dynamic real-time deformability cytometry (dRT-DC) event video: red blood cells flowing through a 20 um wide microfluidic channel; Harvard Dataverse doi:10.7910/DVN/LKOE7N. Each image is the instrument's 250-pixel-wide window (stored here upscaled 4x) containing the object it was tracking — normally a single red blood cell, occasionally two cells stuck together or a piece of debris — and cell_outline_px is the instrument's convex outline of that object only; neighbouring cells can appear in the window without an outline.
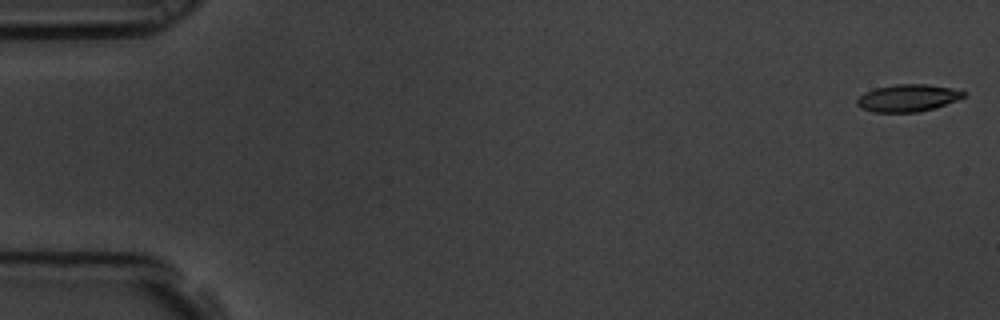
{"species": "common noctule bat (a hibernating species)", "species_latin": "Nyctalus noctula", "temperature_condition": "room temperature", "stored_images_in_passage": 5, "camera_frame_rate_fps": 3000, "um_per_image_px": 0.085, "animal": {"sex": "male", "body_mass_g": 19.5, "forearm_length_mm": 54.6}, "frame": {"image": 1, "passage_image": 1, "time_ms": 0.0, "image_size_px": [1000, 320], "cell_outline_px": [[968, 92], [964, 96], [956, 100], [936, 108], [916, 112], [872, 112], [860, 108], [856, 104], [856, 100], [864, 92], [876, 88], [896, 84], [928, 84], [952, 88]], "centroid_in_image_um": [77.15, 8.33], "position_along_channel_um": 7.8, "area_um2": 16.99}}
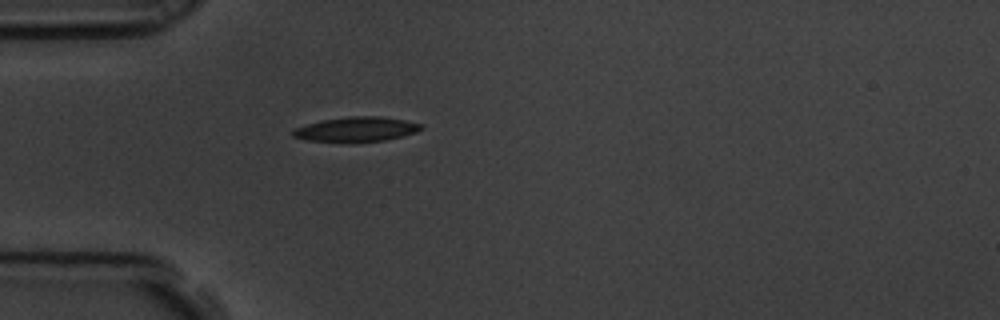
{"frame": {"image": 2, "passage_image": 5, "time_ms": 1.333, "image_size_px": [1000, 320], "cell_outline_px": [[424, 128], [416, 132], [384, 140], [348, 144], [304, 140], [292, 136], [292, 132], [296, 128], [308, 124], [324, 120], [348, 116], [380, 116], [404, 120], [424, 124]], "centroid_in_image_um": [30.28, 11.02], "position_along_channel_um": 54.7, "area_um2": 18.84}}